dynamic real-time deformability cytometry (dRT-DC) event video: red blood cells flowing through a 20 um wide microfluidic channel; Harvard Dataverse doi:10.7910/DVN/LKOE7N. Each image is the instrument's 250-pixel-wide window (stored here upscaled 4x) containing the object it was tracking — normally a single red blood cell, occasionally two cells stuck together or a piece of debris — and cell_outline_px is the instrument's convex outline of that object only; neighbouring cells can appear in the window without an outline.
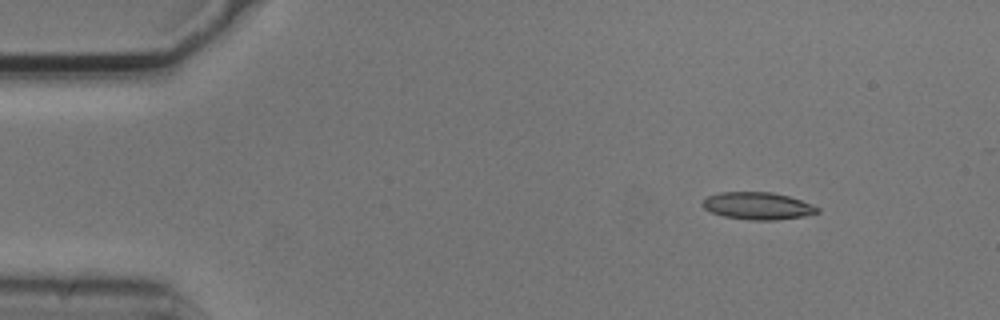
{"species": "common noctule bat (a hibernating species)", "species_latin": "Nyctalus noctula", "temperature_condition": "cold", "stored_images_in_passage": 2, "camera_frame_rate_fps": 3000, "um_per_image_px": 0.085, "animal": {"sex": "male", "body_mass_g": 20.5, "forearm_length_mm": 52.5}, "frame": {"image": 1, "passage_image": 1, "time_ms": 0.0, "image_size_px": [1000, 320], "cell_outline_px": [[820, 212], [804, 216], [776, 220], [752, 220], [724, 216], [712, 212], [704, 208], [700, 204], [708, 196], [720, 192], [772, 192], [788, 196], [812, 204], [820, 208]], "centroid_in_image_um": [64.42, 17.5], "position_along_channel_um": 20.6, "area_um2": 18.21}}